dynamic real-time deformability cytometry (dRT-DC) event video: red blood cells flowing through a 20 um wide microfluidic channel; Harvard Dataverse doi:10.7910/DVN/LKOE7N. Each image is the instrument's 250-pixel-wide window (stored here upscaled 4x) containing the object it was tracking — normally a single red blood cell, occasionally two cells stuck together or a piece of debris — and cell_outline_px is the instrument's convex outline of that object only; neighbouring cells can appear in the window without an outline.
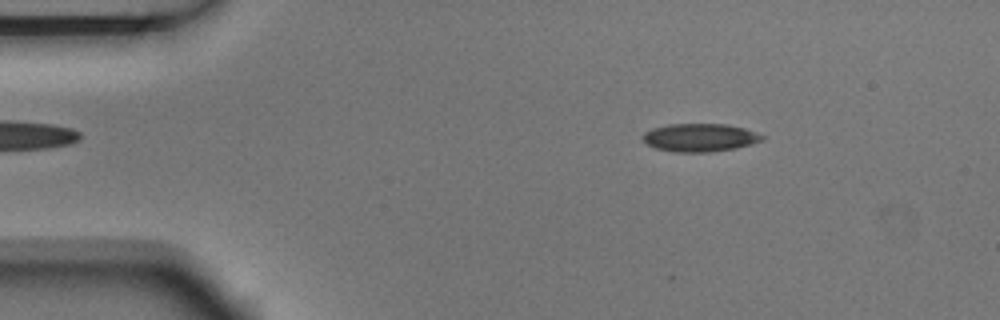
{"species": "Egyptian fruit bat (a non-hibernating species)", "species_latin": "Rousettus aegyptiacus", "temperature_condition": "room temperature", "stored_images_in_passage": 2, "camera_frame_rate_fps": 3000, "um_per_image_px": 0.085, "animal": {"sex": "male"}, "frame": {"image": 1, "passage_image": 1, "time_ms": 0.0, "image_size_px": [1000, 320], "cell_outline_px": [[764, 140], [752, 144], [736, 148], [708, 152], [672, 152], [656, 148], [648, 144], [640, 136], [644, 132], [652, 128], [668, 124], [724, 124], [744, 128], [764, 136]], "centroid_in_image_um": [59.47, 11.69], "position_along_channel_um": 25.5, "area_um2": 19.54}}